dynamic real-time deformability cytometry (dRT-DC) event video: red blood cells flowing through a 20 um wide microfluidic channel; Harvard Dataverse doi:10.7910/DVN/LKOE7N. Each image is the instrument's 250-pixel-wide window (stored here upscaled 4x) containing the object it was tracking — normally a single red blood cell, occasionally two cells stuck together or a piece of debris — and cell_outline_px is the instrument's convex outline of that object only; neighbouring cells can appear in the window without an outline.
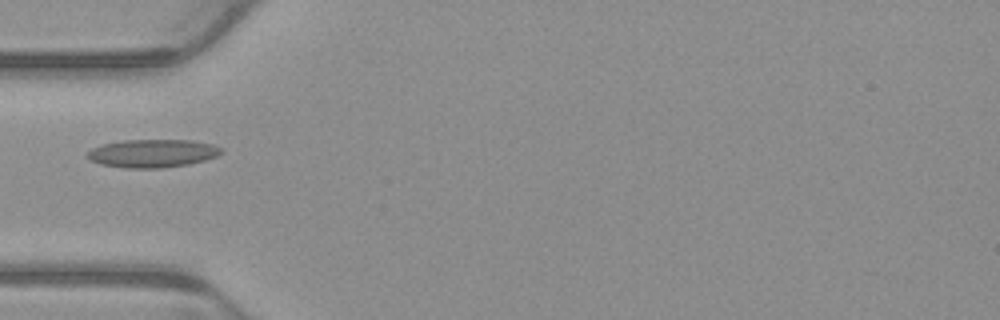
{"species": "common noctule bat (a hibernating species)", "species_latin": "Nyctalus noctula", "temperature_condition": "warm", "stored_images_in_passage": 4, "camera_frame_rate_fps": 3000, "um_per_image_px": 0.085, "animal": {"sex": "male", "body_mass_g": 23.1, "forearm_length_mm": 52.7}, "frame": {"image": 1, "passage_image": 3, "time_ms": 0.667, "image_size_px": [1000, 320], "cell_outline_px": [[224, 152], [216, 156], [204, 160], [188, 164], [160, 168], [124, 168], [100, 164], [84, 156], [92, 148], [104, 144], [124, 140], [192, 140], [212, 144], [224, 148]], "centroid_in_image_um": [12.98, 13.03], "position_along_channel_um": 72.0, "area_um2": 21.96}}
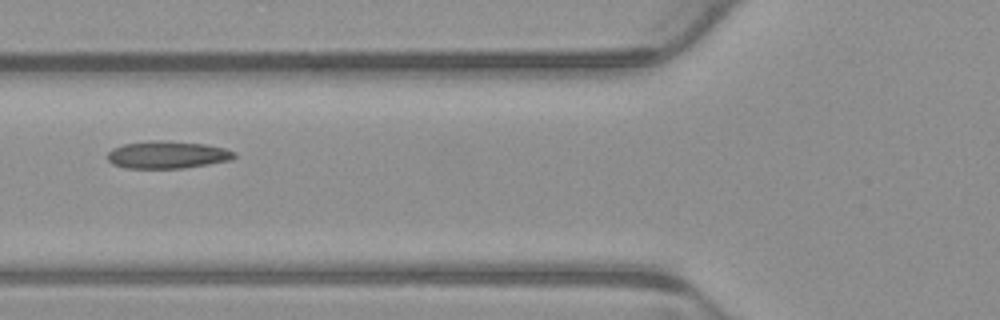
{"frame": {"image": 2, "passage_image": 4, "time_ms": 1.0, "image_size_px": [1000, 320], "cell_outline_px": [[236, 156], [232, 160], [184, 168], [124, 168], [112, 164], [108, 160], [108, 152], [112, 148], [124, 144], [148, 140], [160, 140], [204, 144], [224, 148], [236, 152]], "centroid_in_image_um": [14.21, 13.15], "position_along_channel_um": 111.6, "area_um2": 20.35}}